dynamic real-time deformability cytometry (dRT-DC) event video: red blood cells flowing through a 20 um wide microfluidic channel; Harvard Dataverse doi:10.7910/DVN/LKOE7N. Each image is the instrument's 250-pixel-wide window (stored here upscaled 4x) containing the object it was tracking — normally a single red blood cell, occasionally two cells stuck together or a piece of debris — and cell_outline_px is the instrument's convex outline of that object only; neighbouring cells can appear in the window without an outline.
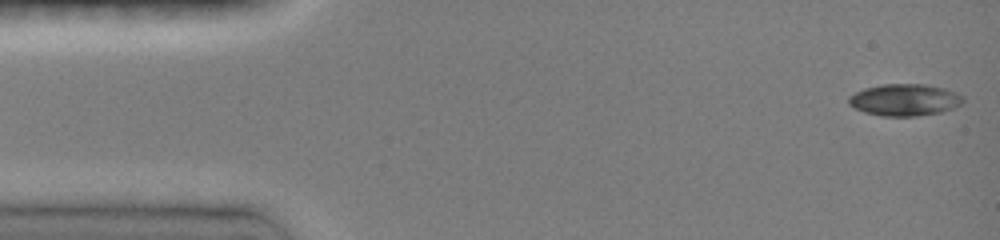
{"species": "common noctule bat (a hibernating species)", "species_latin": "Nyctalus noctula", "temperature_condition": "room temperature", "stored_images_in_passage": 46, "camera_frame_rate_fps": 3000, "um_per_image_px": 0.085, "animal": {"sex": "female", "body_mass_g": 19.0, "forearm_length_mm": 51.5}, "frame": {"image": 1, "passage_image": 1, "time_ms": 0.0, "image_size_px": [1000, 240], "cell_outline_px": [[964, 100], [960, 104], [952, 108], [940, 112], [916, 116], [880, 116], [864, 112], [848, 104], [848, 96], [864, 88], [884, 84], [924, 84], [944, 88], [956, 92], [964, 96]], "centroid_in_image_um": [76.88, 8.49], "position_along_channel_um": 8.1, "area_um2": 21.21}}
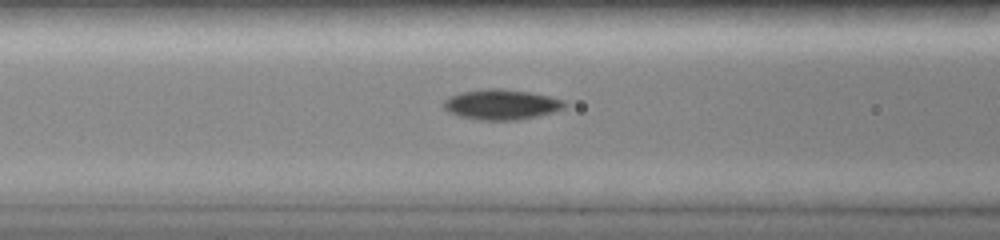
{"frame": {"image": 2, "passage_image": 24, "time_ms": 5.667, "image_size_px": [1000, 240], "cell_outline_px": [[568, 104], [564, 108], [552, 112], [536, 116], [516, 120], [480, 120], [460, 116], [448, 112], [444, 108], [444, 100], [448, 96], [460, 92], [484, 88], [500, 88], [528, 92], [548, 96], [564, 100]], "centroid_in_image_um": [42.59, 8.87], "position_along_channel_um": 124.0, "area_um2": 21.33}}
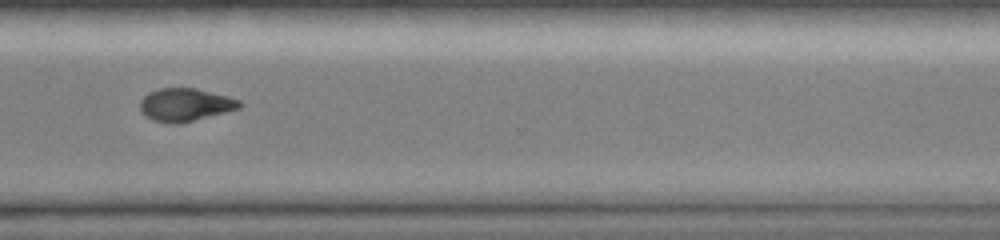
{"frame": {"image": 3, "passage_image": 45, "time_ms": 11.333, "image_size_px": [1000, 240], "cell_outline_px": [[240, 108], [180, 124], [172, 124], [152, 120], [144, 116], [140, 112], [140, 100], [148, 92], [160, 88], [196, 88], [228, 96], [240, 100]], "centroid_in_image_um": [15.7, 8.91], "position_along_channel_um": 354.9, "area_um2": 19.19}}